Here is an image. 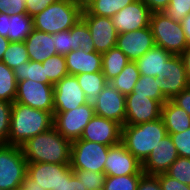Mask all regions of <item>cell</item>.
<instances>
[{"label": "cell", "mask_w": 190, "mask_h": 190, "mask_svg": "<svg viewBox=\"0 0 190 190\" xmlns=\"http://www.w3.org/2000/svg\"><path fill=\"white\" fill-rule=\"evenodd\" d=\"M72 142L54 127L27 140L21 149L27 163H71Z\"/></svg>", "instance_id": "1"}, {"label": "cell", "mask_w": 190, "mask_h": 190, "mask_svg": "<svg viewBox=\"0 0 190 190\" xmlns=\"http://www.w3.org/2000/svg\"><path fill=\"white\" fill-rule=\"evenodd\" d=\"M54 115L13 102L8 144L21 146L30 138L53 127Z\"/></svg>", "instance_id": "2"}, {"label": "cell", "mask_w": 190, "mask_h": 190, "mask_svg": "<svg viewBox=\"0 0 190 190\" xmlns=\"http://www.w3.org/2000/svg\"><path fill=\"white\" fill-rule=\"evenodd\" d=\"M166 135L167 130L163 119L159 118L138 125H123L121 143L136 159L143 163Z\"/></svg>", "instance_id": "3"}, {"label": "cell", "mask_w": 190, "mask_h": 190, "mask_svg": "<svg viewBox=\"0 0 190 190\" xmlns=\"http://www.w3.org/2000/svg\"><path fill=\"white\" fill-rule=\"evenodd\" d=\"M84 7L70 0H59L32 17L33 27L49 34L66 31L81 20Z\"/></svg>", "instance_id": "4"}, {"label": "cell", "mask_w": 190, "mask_h": 190, "mask_svg": "<svg viewBox=\"0 0 190 190\" xmlns=\"http://www.w3.org/2000/svg\"><path fill=\"white\" fill-rule=\"evenodd\" d=\"M152 35L155 44L172 55H181L188 43L181 22L173 21L163 12H153L150 17Z\"/></svg>", "instance_id": "5"}, {"label": "cell", "mask_w": 190, "mask_h": 190, "mask_svg": "<svg viewBox=\"0 0 190 190\" xmlns=\"http://www.w3.org/2000/svg\"><path fill=\"white\" fill-rule=\"evenodd\" d=\"M27 174V160L20 146L0 144V190H19Z\"/></svg>", "instance_id": "6"}, {"label": "cell", "mask_w": 190, "mask_h": 190, "mask_svg": "<svg viewBox=\"0 0 190 190\" xmlns=\"http://www.w3.org/2000/svg\"><path fill=\"white\" fill-rule=\"evenodd\" d=\"M109 147L82 139L73 141L71 146V168L104 173Z\"/></svg>", "instance_id": "7"}, {"label": "cell", "mask_w": 190, "mask_h": 190, "mask_svg": "<svg viewBox=\"0 0 190 190\" xmlns=\"http://www.w3.org/2000/svg\"><path fill=\"white\" fill-rule=\"evenodd\" d=\"M53 127L67 140L73 142L80 139L84 128L95 115L92 102L79 106L74 110L54 112Z\"/></svg>", "instance_id": "8"}, {"label": "cell", "mask_w": 190, "mask_h": 190, "mask_svg": "<svg viewBox=\"0 0 190 190\" xmlns=\"http://www.w3.org/2000/svg\"><path fill=\"white\" fill-rule=\"evenodd\" d=\"M14 102L53 114L54 85L38 83L28 79L19 81Z\"/></svg>", "instance_id": "9"}, {"label": "cell", "mask_w": 190, "mask_h": 190, "mask_svg": "<svg viewBox=\"0 0 190 190\" xmlns=\"http://www.w3.org/2000/svg\"><path fill=\"white\" fill-rule=\"evenodd\" d=\"M95 115L113 120L121 126L125 125L126 96L117 91L109 83L97 98L92 101Z\"/></svg>", "instance_id": "10"}, {"label": "cell", "mask_w": 190, "mask_h": 190, "mask_svg": "<svg viewBox=\"0 0 190 190\" xmlns=\"http://www.w3.org/2000/svg\"><path fill=\"white\" fill-rule=\"evenodd\" d=\"M88 102L75 75L64 76L54 85V112L74 110Z\"/></svg>", "instance_id": "11"}, {"label": "cell", "mask_w": 190, "mask_h": 190, "mask_svg": "<svg viewBox=\"0 0 190 190\" xmlns=\"http://www.w3.org/2000/svg\"><path fill=\"white\" fill-rule=\"evenodd\" d=\"M162 105L143 95L133 92L126 95V118L125 125H138L161 118Z\"/></svg>", "instance_id": "12"}, {"label": "cell", "mask_w": 190, "mask_h": 190, "mask_svg": "<svg viewBox=\"0 0 190 190\" xmlns=\"http://www.w3.org/2000/svg\"><path fill=\"white\" fill-rule=\"evenodd\" d=\"M152 12L141 0L130 3L113 17L112 23L118 34L149 27Z\"/></svg>", "instance_id": "13"}, {"label": "cell", "mask_w": 190, "mask_h": 190, "mask_svg": "<svg viewBox=\"0 0 190 190\" xmlns=\"http://www.w3.org/2000/svg\"><path fill=\"white\" fill-rule=\"evenodd\" d=\"M104 173L106 176L144 174L142 163L121 142L109 147Z\"/></svg>", "instance_id": "14"}, {"label": "cell", "mask_w": 190, "mask_h": 190, "mask_svg": "<svg viewBox=\"0 0 190 190\" xmlns=\"http://www.w3.org/2000/svg\"><path fill=\"white\" fill-rule=\"evenodd\" d=\"M121 129L119 123L94 115L84 128L80 139L113 146L121 142Z\"/></svg>", "instance_id": "15"}, {"label": "cell", "mask_w": 190, "mask_h": 190, "mask_svg": "<svg viewBox=\"0 0 190 190\" xmlns=\"http://www.w3.org/2000/svg\"><path fill=\"white\" fill-rule=\"evenodd\" d=\"M81 19L90 30L96 52L104 53L116 46L118 33L111 17L82 15Z\"/></svg>", "instance_id": "16"}, {"label": "cell", "mask_w": 190, "mask_h": 190, "mask_svg": "<svg viewBox=\"0 0 190 190\" xmlns=\"http://www.w3.org/2000/svg\"><path fill=\"white\" fill-rule=\"evenodd\" d=\"M155 40L150 27L118 34L116 46L130 61H136L154 47Z\"/></svg>", "instance_id": "17"}, {"label": "cell", "mask_w": 190, "mask_h": 190, "mask_svg": "<svg viewBox=\"0 0 190 190\" xmlns=\"http://www.w3.org/2000/svg\"><path fill=\"white\" fill-rule=\"evenodd\" d=\"M179 157L170 134L164 136L154 147L147 159L142 163L145 174L158 175L166 173L172 163Z\"/></svg>", "instance_id": "18"}, {"label": "cell", "mask_w": 190, "mask_h": 190, "mask_svg": "<svg viewBox=\"0 0 190 190\" xmlns=\"http://www.w3.org/2000/svg\"><path fill=\"white\" fill-rule=\"evenodd\" d=\"M160 82L162 85V94L168 100H171L182 90L190 86L181 55H172L165 62V79L162 78Z\"/></svg>", "instance_id": "19"}, {"label": "cell", "mask_w": 190, "mask_h": 190, "mask_svg": "<svg viewBox=\"0 0 190 190\" xmlns=\"http://www.w3.org/2000/svg\"><path fill=\"white\" fill-rule=\"evenodd\" d=\"M70 164L27 163V175L46 190H59Z\"/></svg>", "instance_id": "20"}, {"label": "cell", "mask_w": 190, "mask_h": 190, "mask_svg": "<svg viewBox=\"0 0 190 190\" xmlns=\"http://www.w3.org/2000/svg\"><path fill=\"white\" fill-rule=\"evenodd\" d=\"M68 75H79L84 73H95L102 71V53L84 50H72L64 55Z\"/></svg>", "instance_id": "21"}, {"label": "cell", "mask_w": 190, "mask_h": 190, "mask_svg": "<svg viewBox=\"0 0 190 190\" xmlns=\"http://www.w3.org/2000/svg\"><path fill=\"white\" fill-rule=\"evenodd\" d=\"M172 56L167 50L155 45L135 61L140 75L165 79V62Z\"/></svg>", "instance_id": "22"}, {"label": "cell", "mask_w": 190, "mask_h": 190, "mask_svg": "<svg viewBox=\"0 0 190 190\" xmlns=\"http://www.w3.org/2000/svg\"><path fill=\"white\" fill-rule=\"evenodd\" d=\"M24 43L32 61L42 63L57 54L52 34L33 29Z\"/></svg>", "instance_id": "23"}, {"label": "cell", "mask_w": 190, "mask_h": 190, "mask_svg": "<svg viewBox=\"0 0 190 190\" xmlns=\"http://www.w3.org/2000/svg\"><path fill=\"white\" fill-rule=\"evenodd\" d=\"M167 134L180 133L190 128V115L171 100H167L161 107Z\"/></svg>", "instance_id": "24"}, {"label": "cell", "mask_w": 190, "mask_h": 190, "mask_svg": "<svg viewBox=\"0 0 190 190\" xmlns=\"http://www.w3.org/2000/svg\"><path fill=\"white\" fill-rule=\"evenodd\" d=\"M33 29L32 17L28 14H7V38L10 42H24Z\"/></svg>", "instance_id": "25"}, {"label": "cell", "mask_w": 190, "mask_h": 190, "mask_svg": "<svg viewBox=\"0 0 190 190\" xmlns=\"http://www.w3.org/2000/svg\"><path fill=\"white\" fill-rule=\"evenodd\" d=\"M129 62L130 60L117 46L102 53V72L106 80L109 82L118 76Z\"/></svg>", "instance_id": "26"}, {"label": "cell", "mask_w": 190, "mask_h": 190, "mask_svg": "<svg viewBox=\"0 0 190 190\" xmlns=\"http://www.w3.org/2000/svg\"><path fill=\"white\" fill-rule=\"evenodd\" d=\"M134 1L135 0H90L84 6L82 15L113 17Z\"/></svg>", "instance_id": "27"}, {"label": "cell", "mask_w": 190, "mask_h": 190, "mask_svg": "<svg viewBox=\"0 0 190 190\" xmlns=\"http://www.w3.org/2000/svg\"><path fill=\"white\" fill-rule=\"evenodd\" d=\"M75 76L89 102L94 101L102 92L103 88L109 83L102 71L95 73H84Z\"/></svg>", "instance_id": "28"}, {"label": "cell", "mask_w": 190, "mask_h": 190, "mask_svg": "<svg viewBox=\"0 0 190 190\" xmlns=\"http://www.w3.org/2000/svg\"><path fill=\"white\" fill-rule=\"evenodd\" d=\"M139 76L137 64L135 61H130L118 76L109 81V84L126 96L133 92Z\"/></svg>", "instance_id": "29"}, {"label": "cell", "mask_w": 190, "mask_h": 190, "mask_svg": "<svg viewBox=\"0 0 190 190\" xmlns=\"http://www.w3.org/2000/svg\"><path fill=\"white\" fill-rule=\"evenodd\" d=\"M133 93L152 98L163 105L168 99L162 94V85L156 77L140 75L134 86Z\"/></svg>", "instance_id": "30"}, {"label": "cell", "mask_w": 190, "mask_h": 190, "mask_svg": "<svg viewBox=\"0 0 190 190\" xmlns=\"http://www.w3.org/2000/svg\"><path fill=\"white\" fill-rule=\"evenodd\" d=\"M17 86L14 70L0 61V100L13 103L17 95Z\"/></svg>", "instance_id": "31"}, {"label": "cell", "mask_w": 190, "mask_h": 190, "mask_svg": "<svg viewBox=\"0 0 190 190\" xmlns=\"http://www.w3.org/2000/svg\"><path fill=\"white\" fill-rule=\"evenodd\" d=\"M17 82L28 79L38 83L52 84L47 77L42 63L35 61L24 62L14 70Z\"/></svg>", "instance_id": "32"}, {"label": "cell", "mask_w": 190, "mask_h": 190, "mask_svg": "<svg viewBox=\"0 0 190 190\" xmlns=\"http://www.w3.org/2000/svg\"><path fill=\"white\" fill-rule=\"evenodd\" d=\"M45 77L55 85L64 76L68 75L67 65L64 55L56 54L42 62Z\"/></svg>", "instance_id": "33"}, {"label": "cell", "mask_w": 190, "mask_h": 190, "mask_svg": "<svg viewBox=\"0 0 190 190\" xmlns=\"http://www.w3.org/2000/svg\"><path fill=\"white\" fill-rule=\"evenodd\" d=\"M1 61L12 70H15L24 62L30 61L25 43L10 42Z\"/></svg>", "instance_id": "34"}, {"label": "cell", "mask_w": 190, "mask_h": 190, "mask_svg": "<svg viewBox=\"0 0 190 190\" xmlns=\"http://www.w3.org/2000/svg\"><path fill=\"white\" fill-rule=\"evenodd\" d=\"M71 35H74L75 50L81 49L86 53L95 51L90 30L82 19L71 28Z\"/></svg>", "instance_id": "35"}, {"label": "cell", "mask_w": 190, "mask_h": 190, "mask_svg": "<svg viewBox=\"0 0 190 190\" xmlns=\"http://www.w3.org/2000/svg\"><path fill=\"white\" fill-rule=\"evenodd\" d=\"M142 175L106 176L103 188L105 190H137Z\"/></svg>", "instance_id": "36"}, {"label": "cell", "mask_w": 190, "mask_h": 190, "mask_svg": "<svg viewBox=\"0 0 190 190\" xmlns=\"http://www.w3.org/2000/svg\"><path fill=\"white\" fill-rule=\"evenodd\" d=\"M170 177L190 185V158L178 157L166 172Z\"/></svg>", "instance_id": "37"}, {"label": "cell", "mask_w": 190, "mask_h": 190, "mask_svg": "<svg viewBox=\"0 0 190 190\" xmlns=\"http://www.w3.org/2000/svg\"><path fill=\"white\" fill-rule=\"evenodd\" d=\"M74 174L79 180H82V184L87 190H96L102 188L105 182L106 174L97 173L94 171L73 169Z\"/></svg>", "instance_id": "38"}, {"label": "cell", "mask_w": 190, "mask_h": 190, "mask_svg": "<svg viewBox=\"0 0 190 190\" xmlns=\"http://www.w3.org/2000/svg\"><path fill=\"white\" fill-rule=\"evenodd\" d=\"M162 12L173 21L181 22L190 13V0H170Z\"/></svg>", "instance_id": "39"}, {"label": "cell", "mask_w": 190, "mask_h": 190, "mask_svg": "<svg viewBox=\"0 0 190 190\" xmlns=\"http://www.w3.org/2000/svg\"><path fill=\"white\" fill-rule=\"evenodd\" d=\"M12 104L0 100V144H8Z\"/></svg>", "instance_id": "40"}, {"label": "cell", "mask_w": 190, "mask_h": 190, "mask_svg": "<svg viewBox=\"0 0 190 190\" xmlns=\"http://www.w3.org/2000/svg\"><path fill=\"white\" fill-rule=\"evenodd\" d=\"M53 35L57 54L66 55L75 50L74 35H71V28Z\"/></svg>", "instance_id": "41"}, {"label": "cell", "mask_w": 190, "mask_h": 190, "mask_svg": "<svg viewBox=\"0 0 190 190\" xmlns=\"http://www.w3.org/2000/svg\"><path fill=\"white\" fill-rule=\"evenodd\" d=\"M180 157L190 158V128L180 133L170 134Z\"/></svg>", "instance_id": "42"}, {"label": "cell", "mask_w": 190, "mask_h": 190, "mask_svg": "<svg viewBox=\"0 0 190 190\" xmlns=\"http://www.w3.org/2000/svg\"><path fill=\"white\" fill-rule=\"evenodd\" d=\"M26 0H0V13L13 14H25Z\"/></svg>", "instance_id": "43"}, {"label": "cell", "mask_w": 190, "mask_h": 190, "mask_svg": "<svg viewBox=\"0 0 190 190\" xmlns=\"http://www.w3.org/2000/svg\"><path fill=\"white\" fill-rule=\"evenodd\" d=\"M59 190H87L82 184V180L74 174L73 169L70 168L63 174L62 184Z\"/></svg>", "instance_id": "44"}, {"label": "cell", "mask_w": 190, "mask_h": 190, "mask_svg": "<svg viewBox=\"0 0 190 190\" xmlns=\"http://www.w3.org/2000/svg\"><path fill=\"white\" fill-rule=\"evenodd\" d=\"M157 178L159 179L162 190H190V185L170 177L167 173L158 174Z\"/></svg>", "instance_id": "45"}, {"label": "cell", "mask_w": 190, "mask_h": 190, "mask_svg": "<svg viewBox=\"0 0 190 190\" xmlns=\"http://www.w3.org/2000/svg\"><path fill=\"white\" fill-rule=\"evenodd\" d=\"M58 1L59 0H26V14L33 17L42 12L50 4L56 3Z\"/></svg>", "instance_id": "46"}, {"label": "cell", "mask_w": 190, "mask_h": 190, "mask_svg": "<svg viewBox=\"0 0 190 190\" xmlns=\"http://www.w3.org/2000/svg\"><path fill=\"white\" fill-rule=\"evenodd\" d=\"M137 190H162L157 175L143 174L139 180Z\"/></svg>", "instance_id": "47"}, {"label": "cell", "mask_w": 190, "mask_h": 190, "mask_svg": "<svg viewBox=\"0 0 190 190\" xmlns=\"http://www.w3.org/2000/svg\"><path fill=\"white\" fill-rule=\"evenodd\" d=\"M171 101L190 115V86L174 96Z\"/></svg>", "instance_id": "48"}, {"label": "cell", "mask_w": 190, "mask_h": 190, "mask_svg": "<svg viewBox=\"0 0 190 190\" xmlns=\"http://www.w3.org/2000/svg\"><path fill=\"white\" fill-rule=\"evenodd\" d=\"M144 2L150 11L153 12H162L170 3V0H141Z\"/></svg>", "instance_id": "49"}, {"label": "cell", "mask_w": 190, "mask_h": 190, "mask_svg": "<svg viewBox=\"0 0 190 190\" xmlns=\"http://www.w3.org/2000/svg\"><path fill=\"white\" fill-rule=\"evenodd\" d=\"M19 190H46V189L40 187L38 184H36V181H34L26 174L19 186Z\"/></svg>", "instance_id": "50"}, {"label": "cell", "mask_w": 190, "mask_h": 190, "mask_svg": "<svg viewBox=\"0 0 190 190\" xmlns=\"http://www.w3.org/2000/svg\"><path fill=\"white\" fill-rule=\"evenodd\" d=\"M181 57L185 65L186 75L190 85V46H187V48L182 52Z\"/></svg>", "instance_id": "51"}, {"label": "cell", "mask_w": 190, "mask_h": 190, "mask_svg": "<svg viewBox=\"0 0 190 190\" xmlns=\"http://www.w3.org/2000/svg\"><path fill=\"white\" fill-rule=\"evenodd\" d=\"M181 26L185 33L188 46H190V13L183 18V20L181 21Z\"/></svg>", "instance_id": "52"}, {"label": "cell", "mask_w": 190, "mask_h": 190, "mask_svg": "<svg viewBox=\"0 0 190 190\" xmlns=\"http://www.w3.org/2000/svg\"><path fill=\"white\" fill-rule=\"evenodd\" d=\"M0 35L7 38V13H0Z\"/></svg>", "instance_id": "53"}, {"label": "cell", "mask_w": 190, "mask_h": 190, "mask_svg": "<svg viewBox=\"0 0 190 190\" xmlns=\"http://www.w3.org/2000/svg\"><path fill=\"white\" fill-rule=\"evenodd\" d=\"M9 44V39L0 35V61L2 60L4 52L8 48Z\"/></svg>", "instance_id": "54"}, {"label": "cell", "mask_w": 190, "mask_h": 190, "mask_svg": "<svg viewBox=\"0 0 190 190\" xmlns=\"http://www.w3.org/2000/svg\"><path fill=\"white\" fill-rule=\"evenodd\" d=\"M70 1L76 2L84 7L90 0H70Z\"/></svg>", "instance_id": "55"}]
</instances>
